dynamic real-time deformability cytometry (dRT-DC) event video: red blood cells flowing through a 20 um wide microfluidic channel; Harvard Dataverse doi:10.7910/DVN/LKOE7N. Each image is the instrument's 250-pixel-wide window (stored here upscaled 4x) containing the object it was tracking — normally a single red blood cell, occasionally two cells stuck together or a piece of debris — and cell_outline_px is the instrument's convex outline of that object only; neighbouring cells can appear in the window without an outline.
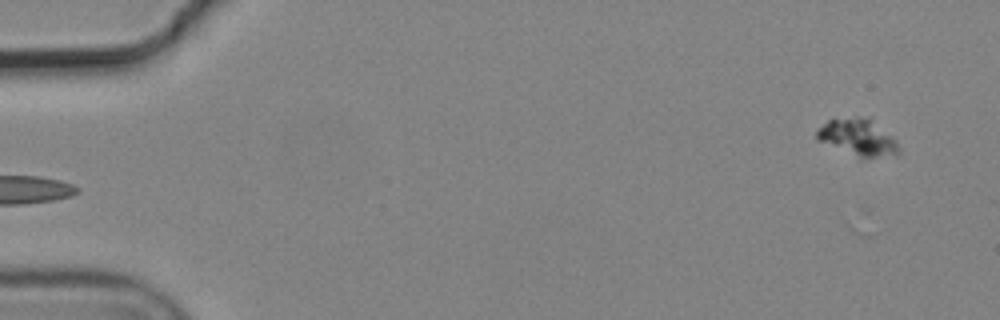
{"species": "common noctule bat (a hibernating species)", "species_latin": "Nyctalus noctula", "temperature_condition": "cold", "stored_images_in_passage": 6, "camera_frame_rate_fps": 3000, "um_per_image_px": 0.085, "animal": {"sex": "male", "body_mass_g": 19.2, "forearm_length_mm": 51.8}, "frame": {"image": 1, "passage_image": 6, "time_ms": 1.667, "image_size_px": [1000, 320], "cell_outline_px": [[900, 152], [896, 156], [860, 156], [816, 140], [816, 132], [832, 116], [860, 116], [872, 120], [892, 136], [896, 140], [900, 148]], "centroid_in_image_um": [72.92, 11.62], "position_along_channel_um": 12.1, "area_um2": 17.4}}